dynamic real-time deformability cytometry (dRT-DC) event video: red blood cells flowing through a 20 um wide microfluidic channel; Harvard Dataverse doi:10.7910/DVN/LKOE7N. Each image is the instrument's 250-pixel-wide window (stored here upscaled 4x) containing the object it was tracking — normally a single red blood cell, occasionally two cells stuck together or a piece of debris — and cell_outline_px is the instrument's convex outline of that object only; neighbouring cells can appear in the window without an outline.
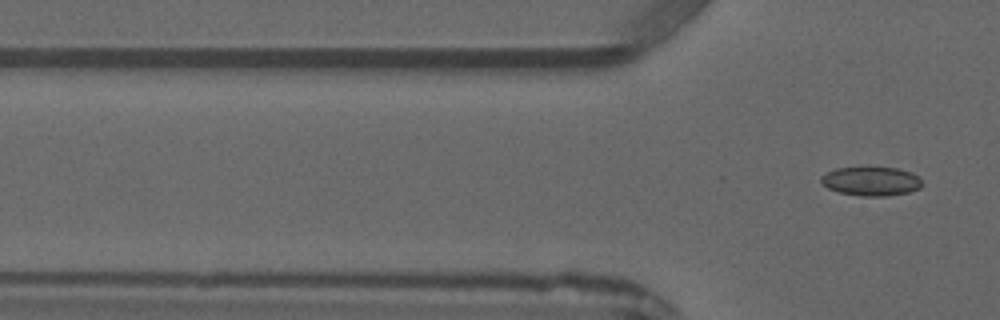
{"species": "common noctule bat (a hibernating species)", "species_latin": "Nyctalus noctula", "temperature_condition": "warm", "stored_images_in_passage": 2, "camera_frame_rate_fps": 3000, "um_per_image_px": 0.085, "animal": {"sex": "male", "forearm_length_mm": 52.5}, "frame": {"image": 1, "passage_image": 2, "time_ms": 2.0, "image_size_px": [1000, 320], "cell_outline_px": [[920, 188], [908, 192], [888, 196], [860, 196], [840, 192], [828, 188], [820, 180], [820, 176], [836, 168], [896, 168], [912, 172], [920, 180]], "centroid_in_image_um": [74.03, 15.41], "position_along_channel_um": 51.8, "area_um2": 16.76}}